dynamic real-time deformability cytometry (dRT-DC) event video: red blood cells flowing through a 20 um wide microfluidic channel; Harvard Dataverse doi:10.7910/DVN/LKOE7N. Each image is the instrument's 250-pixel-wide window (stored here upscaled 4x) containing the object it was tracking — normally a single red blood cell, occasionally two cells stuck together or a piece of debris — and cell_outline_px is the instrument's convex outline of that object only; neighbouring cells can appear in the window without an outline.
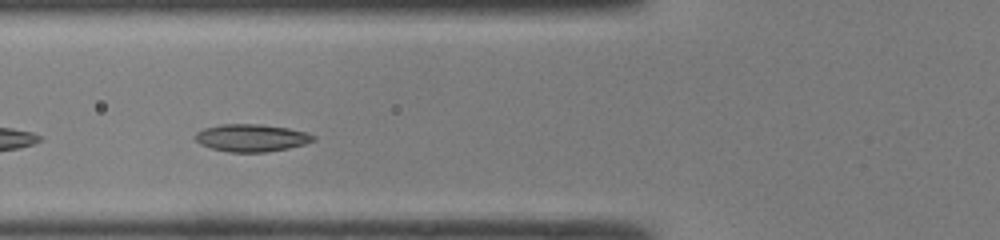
{"species": "common noctule bat (a hibernating species)", "species_latin": "Nyctalus noctula", "temperature_condition": "room temperature", "stored_images_in_passage": 31, "camera_frame_rate_fps": 3000, "um_per_image_px": 0.085, "animal": {"sex": "male", "body_mass_g": 19.0, "forearm_length_mm": 50.8}, "frame": {"image": 1, "passage_image": 5, "time_ms": 1.333, "image_size_px": [1000, 240], "cell_outline_px": [[312, 140], [300, 144], [284, 148], [260, 152], [236, 152], [216, 148], [204, 144], [196, 140], [196, 136], [200, 132], [208, 128], [228, 124], [248, 124], [284, 128], [300, 132], [312, 136]], "centroid_in_image_um": [21.33, 11.72], "position_along_channel_um": 104.5, "area_um2": 17.17}}
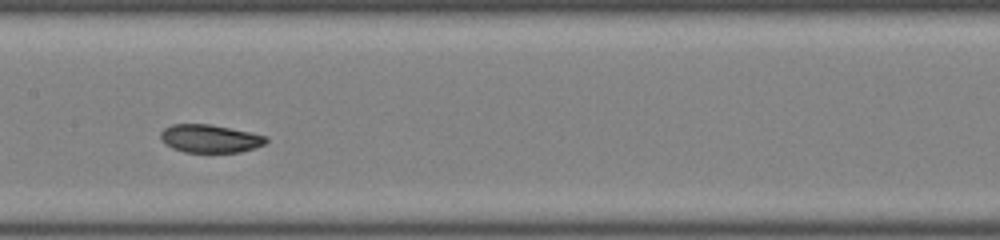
{"frame": {"image": 2, "passage_image": 11, "time_ms": 3.333, "image_size_px": [1000, 240], "cell_outline_px": [[268, 140], [264, 144], [252, 148], [236, 152], [188, 152], [176, 148], [168, 144], [160, 136], [168, 128], [176, 124], [204, 124], [264, 136]], "centroid_in_image_um": [17.87, 11.79], "position_along_channel_um": 189.5, "area_um2": 16.01}}
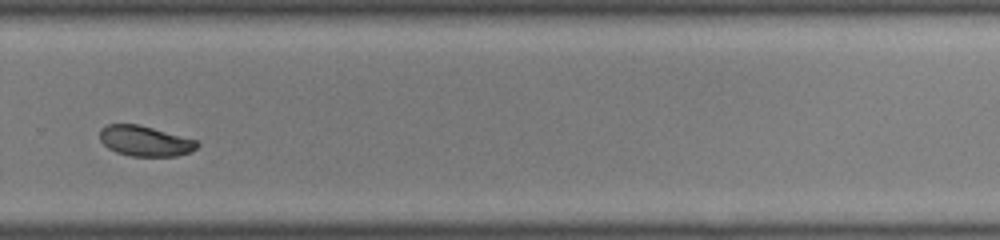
{"frame": {"image": 3, "passage_image": 20, "time_ms": 6.333, "image_size_px": [1000, 240], "cell_outline_px": [[196, 148], [188, 152], [172, 156], [136, 156], [120, 152], [104, 144], [100, 136], [100, 132], [108, 124], [136, 124], [196, 140]], "centroid_in_image_um": [12.32, 11.98], "position_along_channel_um": 317.5, "area_um2": 16.3}, "authors_computed_cell_mechanics": {"area_um2": 16.3574, "velocity_mm_per_s": 4.2598, "shape_relaxation_time_tau1_ms": 7.772, "shape_relaxation_time_tau2_ms": 1.4799, "deformation_change_tau1": 0.1369, "deformation_change_tau2": 0.0559}}